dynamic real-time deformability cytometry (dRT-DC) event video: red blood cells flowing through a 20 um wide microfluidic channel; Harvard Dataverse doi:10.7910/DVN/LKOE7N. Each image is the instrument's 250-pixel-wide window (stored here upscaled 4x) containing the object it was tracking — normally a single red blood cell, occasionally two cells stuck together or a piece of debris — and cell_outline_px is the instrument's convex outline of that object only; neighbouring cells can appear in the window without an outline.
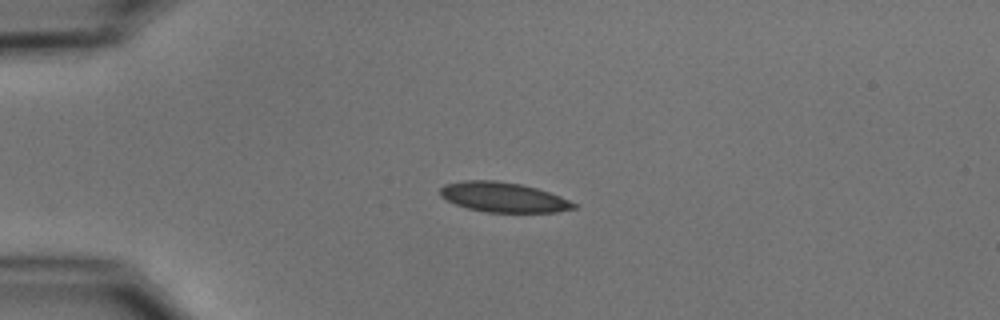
{"species": "common noctule bat (a hibernating species)", "species_latin": "Nyctalus noctula", "temperature_condition": "cold", "stored_images_in_passage": 1, "camera_frame_rate_fps": 3000, "um_per_image_px": 0.085, "animal": {"sex": "male", "body_mass_g": 15.6}, "frame": {"image": 1, "passage_image": 1, "time_ms": 0.0, "image_size_px": [1000, 320], "cell_outline_px": [[576, 208], [556, 212], [488, 212], [468, 208], [456, 204], [440, 196], [440, 188], [444, 184], [464, 180], [496, 180], [520, 184], [536, 188], [560, 196], [576, 204]], "centroid_in_image_um": [42.76, 16.75], "position_along_channel_um": 42.2, "area_um2": 23.06}}